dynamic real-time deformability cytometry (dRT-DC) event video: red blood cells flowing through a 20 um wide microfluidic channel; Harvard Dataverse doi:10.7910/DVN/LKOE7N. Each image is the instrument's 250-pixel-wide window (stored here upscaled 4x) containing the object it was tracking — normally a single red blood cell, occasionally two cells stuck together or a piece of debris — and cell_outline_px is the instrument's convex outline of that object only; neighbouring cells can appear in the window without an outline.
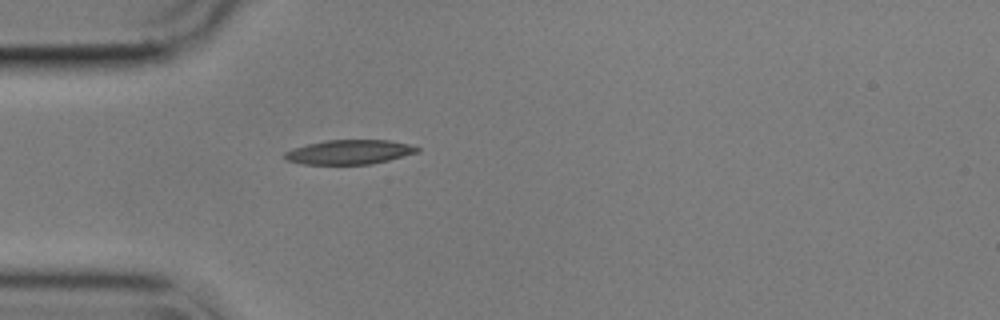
{"species": "common noctule bat (a hibernating species)", "species_latin": "Nyctalus noctula", "temperature_condition": "cold", "stored_images_in_passage": 41, "camera_frame_rate_fps": 3000, "um_per_image_px": 0.085, "animal": {"sex": "male", "body_mass_g": 17.9}, "frame": {"image": 1, "passage_image": 1, "time_ms": 0.0, "image_size_px": [1000, 320], "cell_outline_px": [[420, 152], [372, 164], [304, 164], [288, 160], [284, 156], [284, 152], [292, 148], [324, 140], [388, 140], [408, 144], [420, 148]], "centroid_in_image_um": [29.71, 12.92], "position_along_channel_um": 55.3, "area_um2": 18.79}}
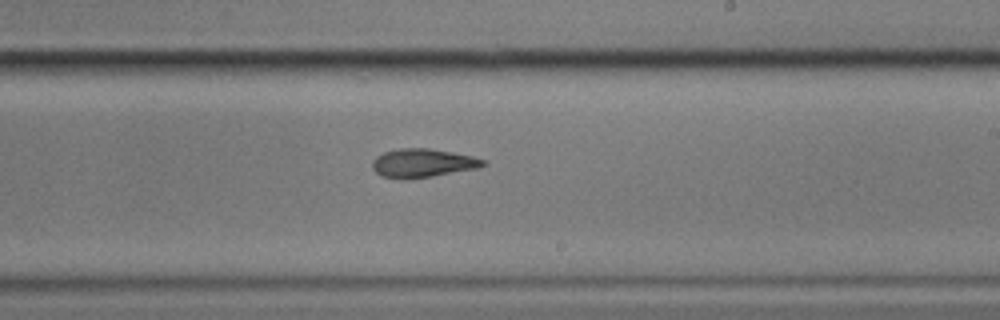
{"frame": {"image": 2, "passage_image": 18, "time_ms": 5.667, "image_size_px": [1000, 320], "cell_outline_px": [[488, 164], [480, 168], [432, 176], [380, 176], [372, 168], [372, 160], [376, 156], [384, 152], [400, 148], [428, 148], [452, 152], [472, 156], [484, 160]], "centroid_in_image_um": [35.98, 13.82], "position_along_channel_um": 253.0, "area_um2": 17.92}}
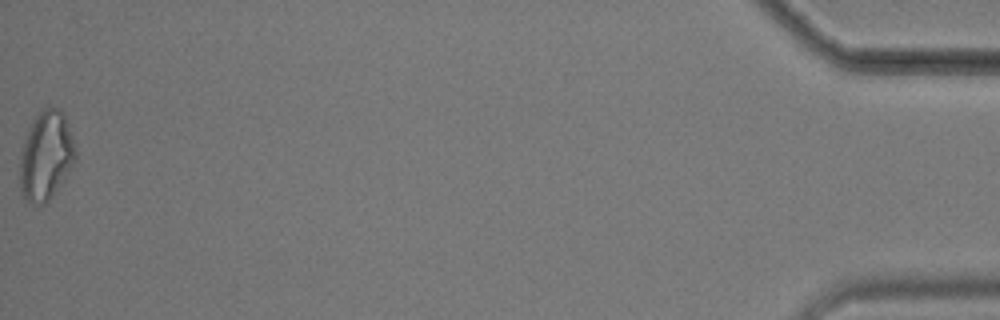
{"frame": {"image": 3, "passage_image": 41, "time_ms": 13.333, "image_size_px": [1000, 320], "cell_outline_px": [[76, 160], [64, 180], [52, 196], [44, 204], [28, 204], [20, 196], [20, 152], [32, 120], [44, 108], [60, 108], [64, 112], [72, 136], [76, 152]], "centroid_in_image_um": [3.9, 13.28], "position_along_channel_um": 431.3, "area_um2": 29.07}, "authors_computed_cell_mechanics": {"area_um2": 18.6694, "velocity_mm_per_s": 3.5899, "shape_relaxation_time_tau1_ms": 7.6583, "shape_relaxation_time_tau2_ms": 7.1208, "deformation_change_tau1": 0.2087, "deformation_change_tau2": 0.1508}}